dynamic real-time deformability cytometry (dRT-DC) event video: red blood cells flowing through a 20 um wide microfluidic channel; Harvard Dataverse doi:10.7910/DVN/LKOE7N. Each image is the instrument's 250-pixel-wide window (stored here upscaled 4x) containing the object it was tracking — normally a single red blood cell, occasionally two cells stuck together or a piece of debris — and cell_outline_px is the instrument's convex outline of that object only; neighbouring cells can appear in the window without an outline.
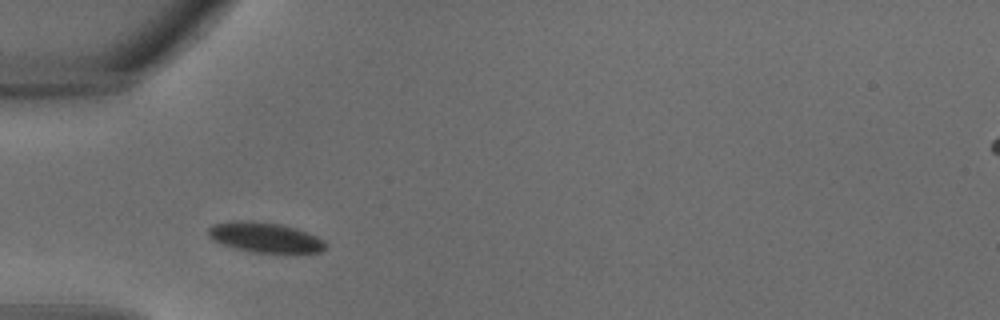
{"species": "common noctule bat (a hibernating species)", "species_latin": "Nyctalus noctula", "temperature_condition": "warm", "stored_images_in_passage": 26, "camera_frame_rate_fps": 3000, "um_per_image_px": 0.085, "animal": {"sex": "male", "body_mass_g": 18.8}, "frame": {"image": 1, "passage_image": 3, "time_ms": 0.667, "image_size_px": [1000, 320], "cell_outline_px": [[328, 244], [320, 252], [252, 252], [236, 248], [212, 240], [208, 236], [208, 228], [212, 224], [232, 220], [252, 220], [280, 224], [296, 228], [316, 236], [324, 240]], "centroid_in_image_um": [22.49, 20.15], "position_along_channel_um": 62.5, "area_um2": 20.52}}
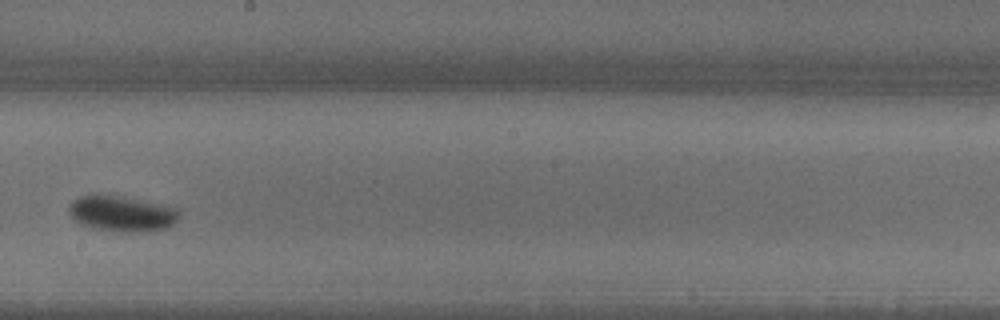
{"frame": {"image": 2, "passage_image": 12, "time_ms": 3.667, "image_size_px": [1000, 320], "cell_outline_px": [[180, 212], [176, 220], [168, 228], [148, 232], [116, 232], [96, 228], [80, 224], [68, 212], [68, 204], [72, 200], [88, 192], [96, 192], [120, 196], [176, 208]], "centroid_in_image_um": [10.28, 18.14], "position_along_channel_um": 237.9, "area_um2": 23.29}}
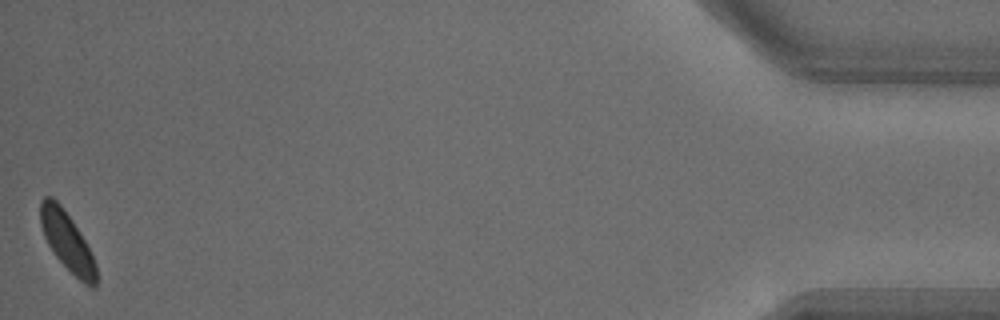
{"frame": {"image": 3, "passage_image": 26, "time_ms": 8.333, "image_size_px": [1000, 320], "cell_outline_px": [[96, 288], [92, 288], [84, 284], [52, 252], [44, 236], [40, 224], [40, 200], [44, 196], [52, 196], [60, 204], [72, 220], [84, 240], [96, 264]], "centroid_in_image_um": [5.68, 20.49], "position_along_channel_um": 429.5, "area_um2": 18.79}}